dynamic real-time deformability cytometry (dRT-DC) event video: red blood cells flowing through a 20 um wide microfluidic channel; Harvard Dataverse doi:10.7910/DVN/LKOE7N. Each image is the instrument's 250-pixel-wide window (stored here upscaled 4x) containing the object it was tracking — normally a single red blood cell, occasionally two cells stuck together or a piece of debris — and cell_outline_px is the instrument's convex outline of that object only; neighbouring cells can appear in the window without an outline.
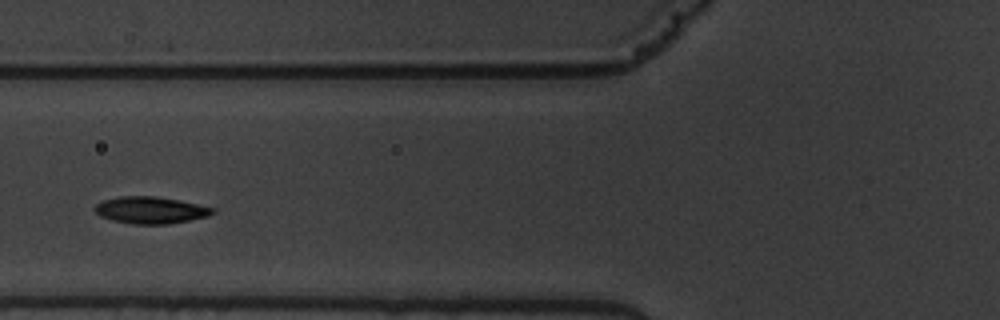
{"species": "common noctule bat (a hibernating species)", "species_latin": "Nyctalus noctula", "temperature_condition": "warm", "stored_images_in_passage": 5, "camera_frame_rate_fps": 3000, "um_per_image_px": 0.085, "animal": {"sex": "male", "body_mass_g": 19.5, "forearm_length_mm": 54.6}, "frame": {"image": 1, "passage_image": 3, "time_ms": 2.333, "image_size_px": [1000, 320], "cell_outline_px": [[216, 212], [208, 216], [168, 224], [132, 224], [112, 220], [100, 216], [92, 208], [96, 204], [104, 200], [120, 196], [156, 196], [180, 200], [216, 208]], "centroid_in_image_um": [12.81, 17.85], "position_along_channel_um": 113.0, "area_um2": 18.55}}
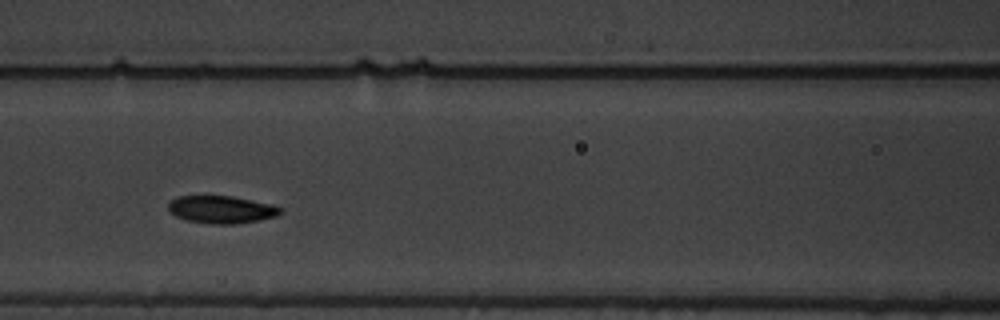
{"frame": {"image": 2, "passage_image": 4, "time_ms": 3.333, "image_size_px": [1000, 320], "cell_outline_px": [[284, 212], [276, 216], [260, 220], [236, 224], [208, 224], [188, 220], [176, 216], [168, 212], [168, 204], [172, 200], [180, 196], [232, 196], [272, 204], [284, 208]], "centroid_in_image_um": [18.86, 17.82], "position_along_channel_um": 147.7, "area_um2": 18.15}}
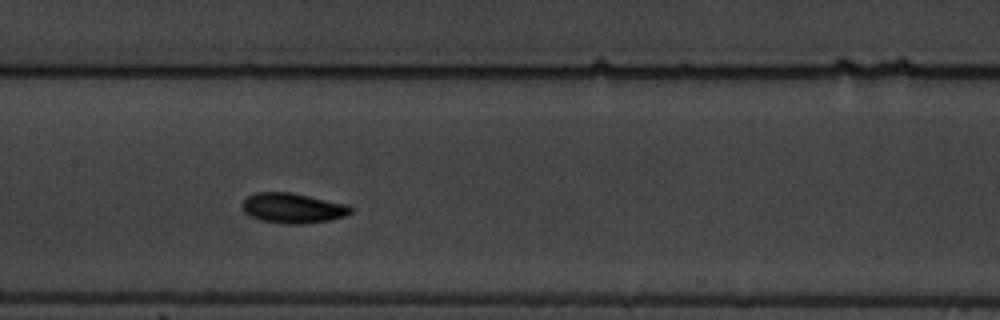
{"frame": {"image": 3, "passage_image": 5, "time_ms": 4.333, "image_size_px": [1000, 320], "cell_outline_px": [[352, 212], [344, 216], [328, 220], [304, 224], [284, 224], [260, 220], [248, 216], [244, 212], [240, 204], [248, 196], [256, 192], [292, 192], [348, 204], [352, 208]], "centroid_in_image_um": [24.86, 17.68], "position_along_channel_um": 182.5, "area_um2": 19.25}}